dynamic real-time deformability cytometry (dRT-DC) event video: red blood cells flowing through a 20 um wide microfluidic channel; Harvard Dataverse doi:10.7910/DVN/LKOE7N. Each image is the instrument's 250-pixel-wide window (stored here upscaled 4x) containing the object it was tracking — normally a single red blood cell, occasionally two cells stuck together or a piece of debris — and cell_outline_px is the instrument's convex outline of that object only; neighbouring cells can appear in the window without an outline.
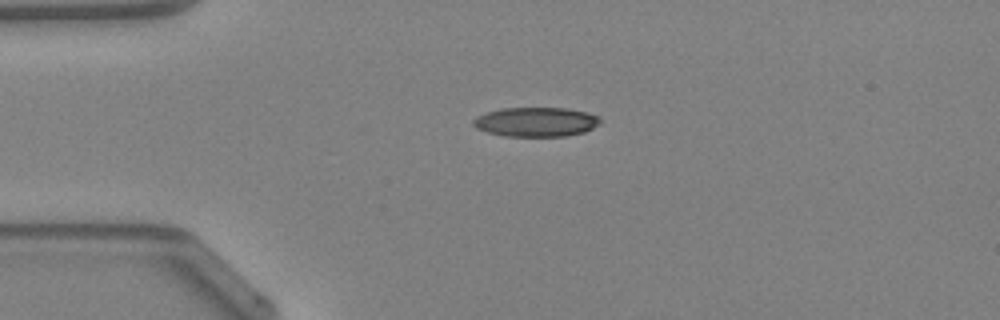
{"species": "Egyptian fruit bat (a non-hibernating species)", "species_latin": "Rousettus aegyptiacus", "temperature_condition": "warm", "stored_images_in_passage": 37, "camera_frame_rate_fps": 3000, "um_per_image_px": 0.085, "animal": {"sex": "female"}, "frame": {"image": 1, "passage_image": 1, "time_ms": 0.0, "image_size_px": [1000, 320], "cell_outline_px": [[600, 124], [584, 132], [568, 136], [504, 136], [488, 132], [476, 128], [472, 124], [472, 120], [476, 116], [488, 112], [504, 108], [568, 108], [588, 112], [596, 116], [600, 120]], "centroid_in_image_um": [45.56, 10.36], "position_along_channel_um": 39.4, "area_um2": 21.73}}
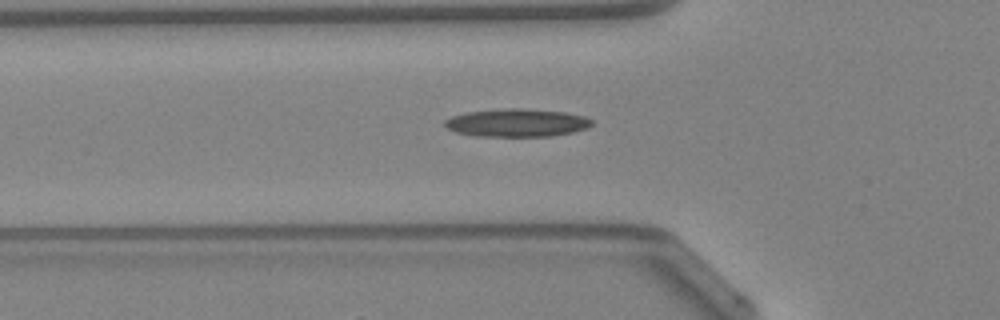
{"frame": {"image": 2, "passage_image": 6, "time_ms": 1.667, "image_size_px": [1000, 320], "cell_outline_px": [[592, 124], [588, 128], [572, 132], [552, 136], [476, 136], [456, 132], [448, 128], [444, 124], [444, 120], [452, 116], [468, 112], [508, 108], [524, 108], [564, 112], [584, 116], [592, 120]], "centroid_in_image_um": [43.94, 10.43], "position_along_channel_um": 81.9, "area_um2": 23.87}, "authors_computed_cell_mechanics": {"area_um2": 22.1952, "velocity_mm_per_s": 4.2943, "shape_relaxation_time_tau1_ms": null, "shape_relaxation_time_tau2_ms": 5.9896, "deformation_change_tau1": null, "deformation_change_tau2": 0.2033}}